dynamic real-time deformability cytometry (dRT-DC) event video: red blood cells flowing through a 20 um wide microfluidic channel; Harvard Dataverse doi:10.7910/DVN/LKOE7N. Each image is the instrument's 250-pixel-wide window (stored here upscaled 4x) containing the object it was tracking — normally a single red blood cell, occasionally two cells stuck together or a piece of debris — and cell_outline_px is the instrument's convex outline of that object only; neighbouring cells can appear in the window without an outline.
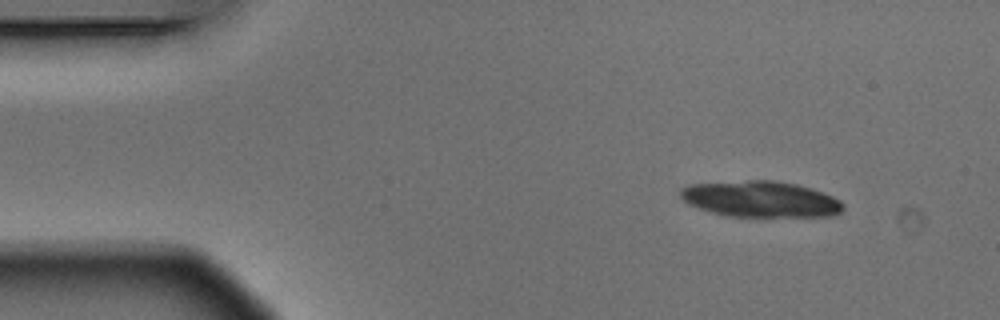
{"species": "Egyptian fruit bat (a non-hibernating species)", "species_latin": "Rousettus aegyptiacus", "temperature_condition": "warm", "stored_images_in_passage": 3, "camera_frame_rate_fps": 3000, "um_per_image_px": 0.085, "animal": {"sex": "male"}, "frame": {"image": 1, "passage_image": 1, "time_ms": 0.0, "image_size_px": [1000, 320], "cell_outline_px": [[844, 208], [836, 216], [728, 216], [712, 212], [688, 204], [680, 196], [680, 188], [688, 184], [748, 180], [776, 180], [796, 184], [812, 188], [832, 196], [840, 200], [844, 204]], "centroid_in_image_um": [64.66, 16.91], "position_along_channel_um": 20.3, "area_um2": 34.28}}